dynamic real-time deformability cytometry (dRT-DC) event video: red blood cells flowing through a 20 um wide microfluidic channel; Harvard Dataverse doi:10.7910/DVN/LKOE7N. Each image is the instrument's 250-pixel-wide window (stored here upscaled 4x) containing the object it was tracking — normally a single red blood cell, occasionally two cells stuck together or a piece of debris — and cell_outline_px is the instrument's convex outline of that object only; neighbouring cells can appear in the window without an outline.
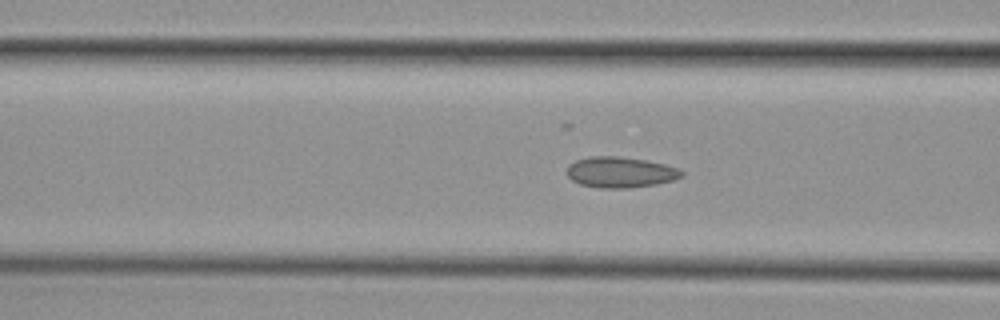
{"species": "common noctule bat (a hibernating species)", "species_latin": "Nyctalus noctula", "temperature_condition": "cold", "stored_images_in_passage": 28, "camera_frame_rate_fps": 3000, "um_per_image_px": 0.085, "animal": {"sex": "female", "body_mass_g": 29.2, "forearm_length_mm": 56.3}, "frame": {"image": 1, "passage_image": 10, "time_ms": 3.0, "image_size_px": [1000, 320], "cell_outline_px": [[684, 176], [676, 180], [656, 184], [628, 188], [600, 188], [580, 184], [572, 180], [568, 176], [568, 164], [576, 160], [592, 156], [616, 156], [644, 160], [664, 164], [680, 168], [684, 172]], "centroid_in_image_um": [52.77, 14.64], "position_along_channel_um": 113.8, "area_um2": 20.63}}
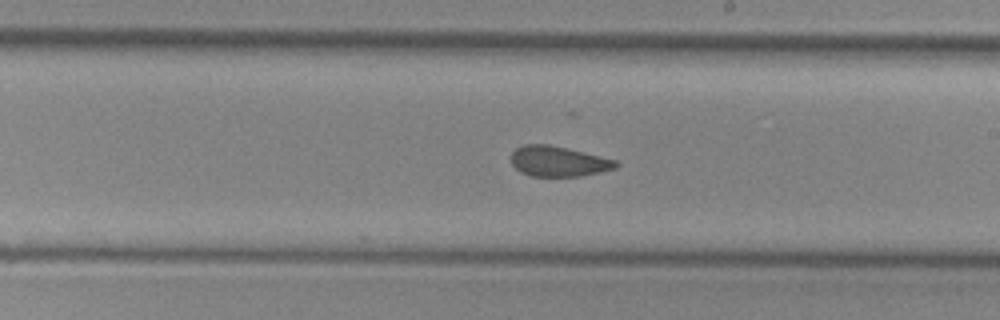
{"frame": {"image": 2, "passage_image": 20, "time_ms": 6.333, "image_size_px": [1000, 320], "cell_outline_px": [[620, 164], [616, 168], [600, 172], [580, 176], [532, 176], [520, 172], [512, 164], [512, 152], [516, 148], [524, 144], [548, 144], [616, 160]], "centroid_in_image_um": [47.45, 13.72], "position_along_channel_um": 241.5, "area_um2": 18.32}}
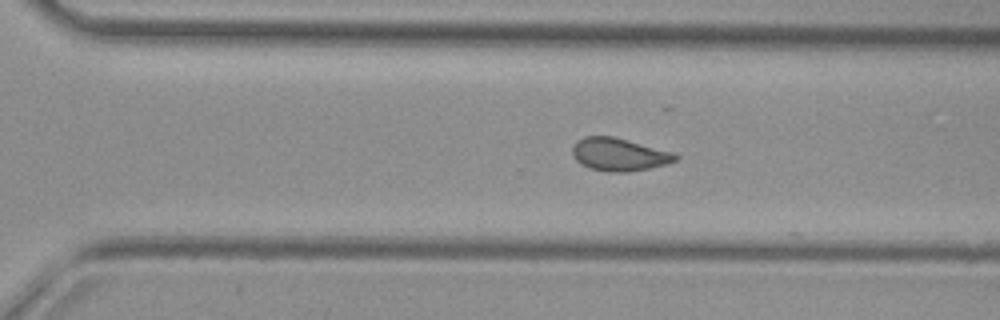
{"frame": {"image": 3, "passage_image": 26, "time_ms": 8.333, "image_size_px": [1000, 320], "cell_outline_px": [[680, 156], [676, 160], [668, 164], [628, 172], [608, 172], [588, 168], [580, 164], [572, 156], [572, 148], [576, 140], [584, 136], [612, 136], [672, 152]], "centroid_in_image_um": [52.58, 13.14], "position_along_channel_um": 318.0, "area_um2": 19.77}}